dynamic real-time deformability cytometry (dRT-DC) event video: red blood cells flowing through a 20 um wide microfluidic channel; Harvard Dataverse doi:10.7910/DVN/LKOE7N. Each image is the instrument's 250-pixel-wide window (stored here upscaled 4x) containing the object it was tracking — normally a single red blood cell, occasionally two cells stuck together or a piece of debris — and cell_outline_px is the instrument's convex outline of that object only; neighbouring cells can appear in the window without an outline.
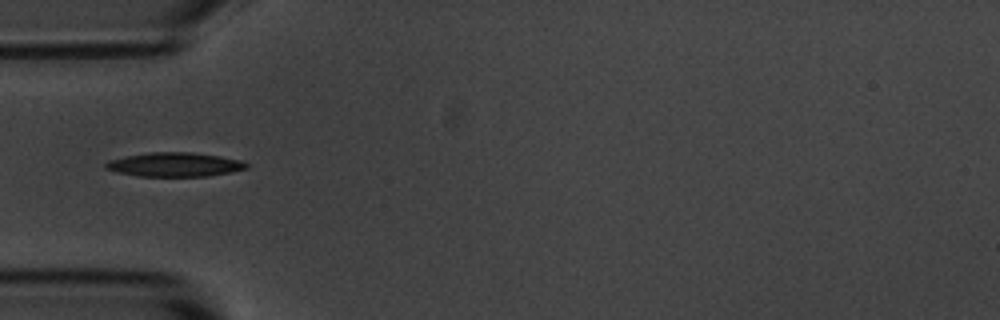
{"species": "common noctule bat (a hibernating species)", "species_latin": "Nyctalus noctula", "temperature_condition": "room temperature", "stored_images_in_passage": 12, "camera_frame_rate_fps": 3000, "um_per_image_px": 0.085, "animal": {"sex": "male", "body_mass_g": 20.1, "forearm_length_mm": 53.5}, "frame": {"image": 1, "passage_image": 4, "time_ms": 4.333, "image_size_px": [1000, 320], "cell_outline_px": [[248, 168], [232, 172], [208, 176], [140, 176], [116, 172], [104, 168], [104, 164], [108, 160], [148, 152], [192, 152], [220, 156], [240, 160], [248, 164]], "centroid_in_image_um": [14.85, 13.99], "position_along_channel_um": 70.2, "area_um2": 19.77}}
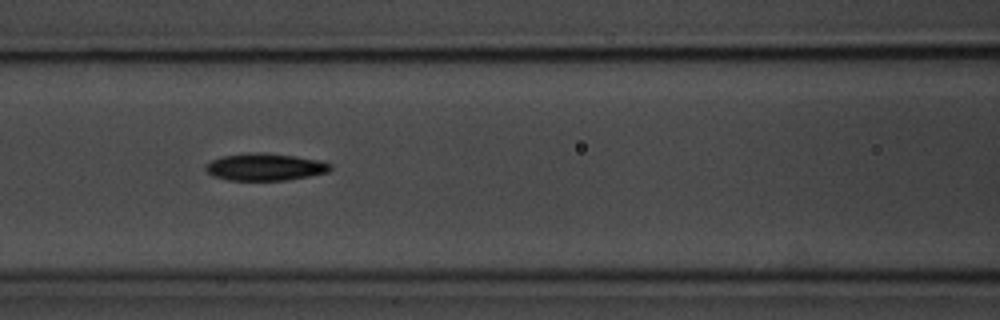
{"frame": {"image": 2, "passage_image": 6, "time_ms": 6.333, "image_size_px": [1000, 320], "cell_outline_px": [[332, 168], [328, 172], [308, 176], [284, 180], [228, 180], [212, 176], [204, 168], [212, 160], [224, 156], [248, 152], [252, 152], [292, 156], [320, 160], [332, 164]], "centroid_in_image_um": [22.53, 14.2], "position_along_channel_um": 144.1, "area_um2": 19.48}}
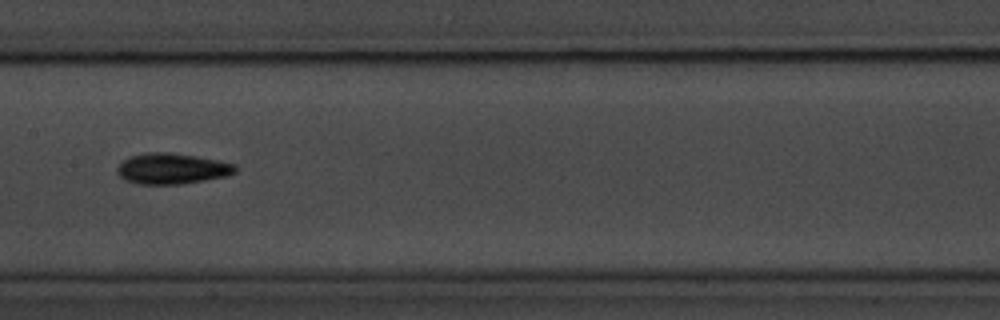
{"frame": {"image": 3, "passage_image": 7, "time_ms": 7.667, "image_size_px": [1000, 320], "cell_outline_px": [[236, 172], [228, 176], [180, 184], [136, 184], [124, 180], [116, 172], [116, 168], [128, 156], [148, 152], [168, 152], [196, 156], [236, 164]], "centroid_in_image_um": [14.59, 14.33], "position_along_channel_um": 192.8, "area_um2": 21.27}, "authors_computed_cell_mechanics": {"area_um2": 19.7387, "velocity_mm_per_s": 3.643, "shape_relaxation_time_tau1_ms": 4.7312, "shape_relaxation_time_tau2_ms": null, "deformation_change_tau1": 0.1323, "deformation_change_tau2": null}}